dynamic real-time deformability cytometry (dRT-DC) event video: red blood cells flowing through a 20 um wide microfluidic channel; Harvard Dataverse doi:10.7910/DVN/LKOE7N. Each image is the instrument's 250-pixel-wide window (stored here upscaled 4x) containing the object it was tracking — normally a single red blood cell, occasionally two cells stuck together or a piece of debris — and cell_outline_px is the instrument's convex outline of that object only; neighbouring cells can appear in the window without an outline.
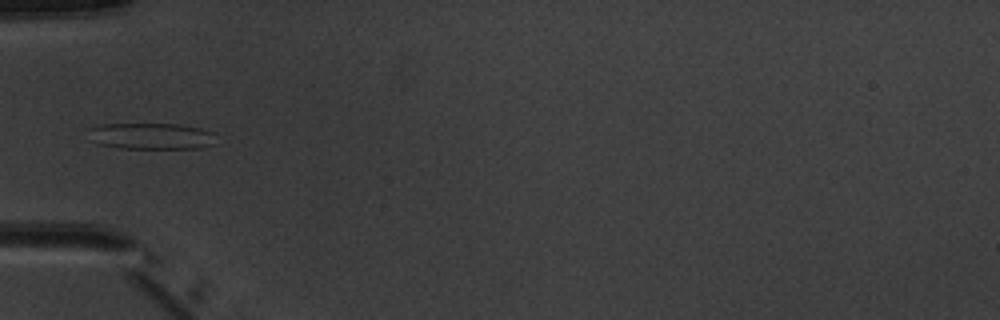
{"species": "common noctule bat (a hibernating species)", "species_latin": "Nyctalus noctula", "temperature_condition": "warm", "stored_images_in_passage": 4, "camera_frame_rate_fps": 3000, "um_per_image_px": 0.085, "animal": {"sex": "male", "body_mass_g": 20.1, "forearm_length_mm": 53.5}, "frame": {"image": 1, "passage_image": 4, "time_ms": 3.667, "image_size_px": [1000, 320], "cell_outline_px": [[216, 144], [200, 148], [120, 148], [96, 144], [92, 140], [88, 128], [100, 124], [180, 124], [200, 128], [212, 132]], "centroid_in_image_um": [12.85, 11.57], "position_along_channel_um": 72.2, "area_um2": 19.65}}